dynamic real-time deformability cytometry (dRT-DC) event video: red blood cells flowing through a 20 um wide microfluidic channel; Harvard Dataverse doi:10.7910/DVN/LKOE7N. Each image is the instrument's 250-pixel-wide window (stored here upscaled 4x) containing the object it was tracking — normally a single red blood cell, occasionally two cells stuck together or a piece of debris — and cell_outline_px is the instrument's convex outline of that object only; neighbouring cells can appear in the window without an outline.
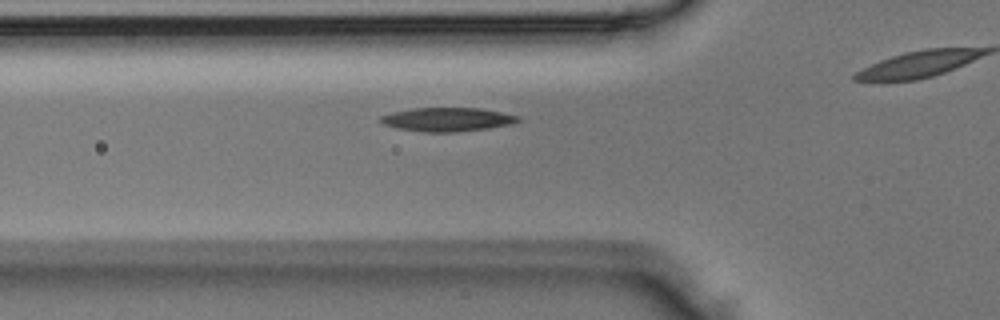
{"species": "Egyptian fruit bat (a non-hibernating species)", "species_latin": "Rousettus aegyptiacus", "temperature_condition": "room temperature", "stored_images_in_passage": 6, "camera_frame_rate_fps": 3000, "um_per_image_px": 0.085, "animal": {"sex": "male"}, "frame": {"image": 1, "passage_image": 4, "time_ms": 1.0, "image_size_px": [1000, 320], "cell_outline_px": [[520, 120], [512, 124], [488, 128], [456, 132], [424, 132], [396, 128], [384, 124], [380, 120], [380, 116], [392, 112], [412, 108], [480, 108], [520, 116]], "centroid_in_image_um": [38.02, 10.15], "position_along_channel_um": 87.8, "area_um2": 19.02}}